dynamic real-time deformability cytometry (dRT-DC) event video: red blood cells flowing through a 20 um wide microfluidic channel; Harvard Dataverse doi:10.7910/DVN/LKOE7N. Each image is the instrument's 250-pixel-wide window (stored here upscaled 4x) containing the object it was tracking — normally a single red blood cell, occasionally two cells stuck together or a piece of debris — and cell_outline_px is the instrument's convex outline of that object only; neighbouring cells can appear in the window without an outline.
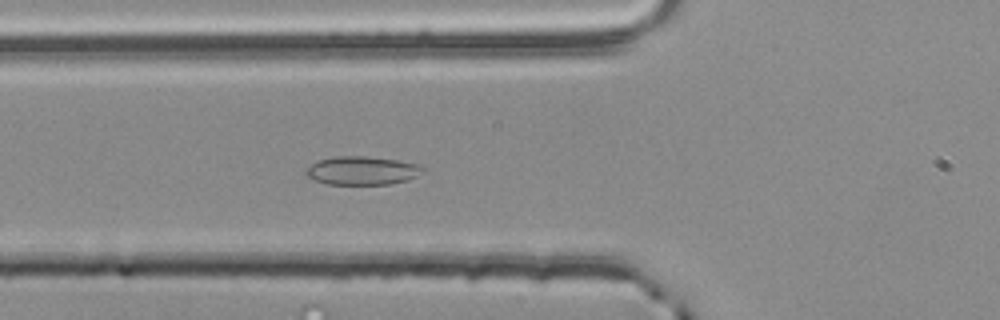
{"species": "common noctule bat (a hibernating species)", "species_latin": "Nyctalus noctula", "temperature_condition": "room temperature", "stored_images_in_passage": 41, "camera_frame_rate_fps": 3000, "um_per_image_px": 0.085, "animal": {"sex": "male", "body_mass_g": 20.4}, "frame": {"image": 1, "passage_image": 6, "time_ms": 1.667, "image_size_px": [1000, 320], "cell_outline_px": [[424, 172], [408, 180], [388, 184], [328, 184], [316, 180], [308, 176], [304, 172], [312, 164], [320, 160], [336, 156], [364, 156], [396, 160], [416, 164], [424, 168]], "centroid_in_image_um": [30.8, 14.5], "position_along_channel_um": 95.0, "area_um2": 19.07}}
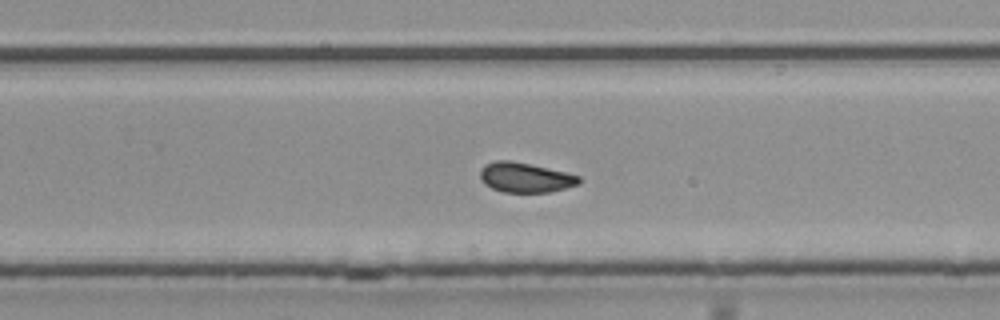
{"frame": {"image": 2, "passage_image": 21, "time_ms": 6.667, "image_size_px": [1000, 320], "cell_outline_px": [[580, 184], [552, 192], [504, 192], [492, 188], [484, 184], [480, 176], [480, 168], [484, 164], [496, 160], [512, 160], [564, 172], [580, 176]], "centroid_in_image_um": [44.63, 15.08], "position_along_channel_um": 285.2, "area_um2": 17.22}}
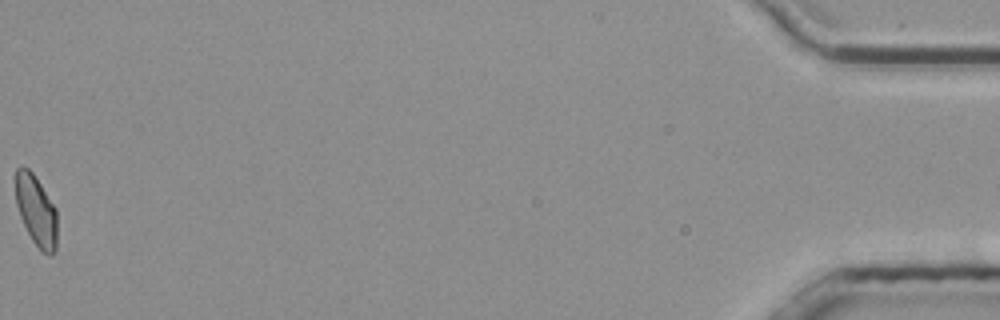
{"frame": {"image": 3, "passage_image": 41, "time_ms": 13.333, "image_size_px": [1000, 320], "cell_outline_px": [[56, 252], [48, 256], [32, 240], [20, 216], [16, 204], [16, 168], [20, 164], [28, 168], [32, 172], [56, 208]], "centroid_in_image_um": [3.07, 17.88], "position_along_channel_um": 432.1, "area_um2": 16.94}, "authors_computed_cell_mechanics": {"area_um2": 17.3978, "velocity_mm_per_s": 3.8018, "shape_relaxation_time_tau1_ms": 8.5873, "shape_relaxation_time_tau2_ms": 0.944, "deformation_change_tau1": 0.1405, "deformation_change_tau2": 0.0568}}